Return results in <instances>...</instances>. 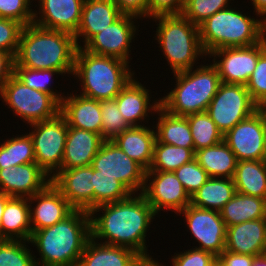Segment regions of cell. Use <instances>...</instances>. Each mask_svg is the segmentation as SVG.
Here are the masks:
<instances>
[{"label": "cell", "instance_id": "1", "mask_svg": "<svg viewBox=\"0 0 266 266\" xmlns=\"http://www.w3.org/2000/svg\"><path fill=\"white\" fill-rule=\"evenodd\" d=\"M155 216L158 217L141 193L97 206L90 212L91 238L103 244L129 248L149 265H154L156 259L148 252L146 237Z\"/></svg>", "mask_w": 266, "mask_h": 266}, {"label": "cell", "instance_id": "2", "mask_svg": "<svg viewBox=\"0 0 266 266\" xmlns=\"http://www.w3.org/2000/svg\"><path fill=\"white\" fill-rule=\"evenodd\" d=\"M90 238V213L73 210L53 226L32 233L29 242L34 244L40 256L36 258L34 255L35 265L77 266Z\"/></svg>", "mask_w": 266, "mask_h": 266}, {"label": "cell", "instance_id": "3", "mask_svg": "<svg viewBox=\"0 0 266 266\" xmlns=\"http://www.w3.org/2000/svg\"><path fill=\"white\" fill-rule=\"evenodd\" d=\"M76 50L74 34L31 23L22 29L14 67L52 69L71 77Z\"/></svg>", "mask_w": 266, "mask_h": 266}, {"label": "cell", "instance_id": "4", "mask_svg": "<svg viewBox=\"0 0 266 266\" xmlns=\"http://www.w3.org/2000/svg\"><path fill=\"white\" fill-rule=\"evenodd\" d=\"M134 71L121 59L77 47L73 78L79 82L80 95L99 101L112 100L136 75Z\"/></svg>", "mask_w": 266, "mask_h": 266}, {"label": "cell", "instance_id": "5", "mask_svg": "<svg viewBox=\"0 0 266 266\" xmlns=\"http://www.w3.org/2000/svg\"><path fill=\"white\" fill-rule=\"evenodd\" d=\"M232 7L216 12L199 25L206 55L221 48L252 46L266 37V22L258 14L251 17L248 12Z\"/></svg>", "mask_w": 266, "mask_h": 266}, {"label": "cell", "instance_id": "6", "mask_svg": "<svg viewBox=\"0 0 266 266\" xmlns=\"http://www.w3.org/2000/svg\"><path fill=\"white\" fill-rule=\"evenodd\" d=\"M194 68L173 73L174 88L160 98L161 107L168 113L185 117L207 111L221 84L220 76L212 63Z\"/></svg>", "mask_w": 266, "mask_h": 266}, {"label": "cell", "instance_id": "7", "mask_svg": "<svg viewBox=\"0 0 266 266\" xmlns=\"http://www.w3.org/2000/svg\"><path fill=\"white\" fill-rule=\"evenodd\" d=\"M156 24L154 37L159 45L171 73H177L196 67L199 59L207 61L200 42L199 26L193 24L182 14L153 18ZM197 62V63H196Z\"/></svg>", "mask_w": 266, "mask_h": 266}, {"label": "cell", "instance_id": "8", "mask_svg": "<svg viewBox=\"0 0 266 266\" xmlns=\"http://www.w3.org/2000/svg\"><path fill=\"white\" fill-rule=\"evenodd\" d=\"M0 98L25 124L48 120L60 113V104L50 94L29 88L14 75L2 86Z\"/></svg>", "mask_w": 266, "mask_h": 266}, {"label": "cell", "instance_id": "9", "mask_svg": "<svg viewBox=\"0 0 266 266\" xmlns=\"http://www.w3.org/2000/svg\"><path fill=\"white\" fill-rule=\"evenodd\" d=\"M29 127L35 161L52 178L61 169L68 132L67 121L58 113L51 119L30 124Z\"/></svg>", "mask_w": 266, "mask_h": 266}, {"label": "cell", "instance_id": "10", "mask_svg": "<svg viewBox=\"0 0 266 266\" xmlns=\"http://www.w3.org/2000/svg\"><path fill=\"white\" fill-rule=\"evenodd\" d=\"M246 85L223 83L207 108V113L219 131L225 135L237 123L256 112Z\"/></svg>", "mask_w": 266, "mask_h": 266}, {"label": "cell", "instance_id": "11", "mask_svg": "<svg viewBox=\"0 0 266 266\" xmlns=\"http://www.w3.org/2000/svg\"><path fill=\"white\" fill-rule=\"evenodd\" d=\"M98 174L112 176L122 182L133 194L142 192L146 170L112 140H104L91 165Z\"/></svg>", "mask_w": 266, "mask_h": 266}, {"label": "cell", "instance_id": "12", "mask_svg": "<svg viewBox=\"0 0 266 266\" xmlns=\"http://www.w3.org/2000/svg\"><path fill=\"white\" fill-rule=\"evenodd\" d=\"M184 215L187 231L198 242L195 248L218 257L225 250L227 226L220 212L189 204L177 216Z\"/></svg>", "mask_w": 266, "mask_h": 266}, {"label": "cell", "instance_id": "13", "mask_svg": "<svg viewBox=\"0 0 266 266\" xmlns=\"http://www.w3.org/2000/svg\"><path fill=\"white\" fill-rule=\"evenodd\" d=\"M265 49L266 37L252 46L214 50L207 55V60L212 59L210 62L217 68L221 82L246 85Z\"/></svg>", "mask_w": 266, "mask_h": 266}, {"label": "cell", "instance_id": "14", "mask_svg": "<svg viewBox=\"0 0 266 266\" xmlns=\"http://www.w3.org/2000/svg\"><path fill=\"white\" fill-rule=\"evenodd\" d=\"M141 194L156 215L167 210L178 214L190 204L189 194L173 171H146Z\"/></svg>", "mask_w": 266, "mask_h": 266}, {"label": "cell", "instance_id": "15", "mask_svg": "<svg viewBox=\"0 0 266 266\" xmlns=\"http://www.w3.org/2000/svg\"><path fill=\"white\" fill-rule=\"evenodd\" d=\"M137 19L121 15L110 26L94 35L83 48L93 54L118 58L130 64L133 59L131 44L140 31Z\"/></svg>", "mask_w": 266, "mask_h": 266}, {"label": "cell", "instance_id": "16", "mask_svg": "<svg viewBox=\"0 0 266 266\" xmlns=\"http://www.w3.org/2000/svg\"><path fill=\"white\" fill-rule=\"evenodd\" d=\"M223 140L237 161L266 160V124L257 111L237 123Z\"/></svg>", "mask_w": 266, "mask_h": 266}, {"label": "cell", "instance_id": "17", "mask_svg": "<svg viewBox=\"0 0 266 266\" xmlns=\"http://www.w3.org/2000/svg\"><path fill=\"white\" fill-rule=\"evenodd\" d=\"M52 184L62 193L74 210L94 209L93 168L91 166L59 170Z\"/></svg>", "mask_w": 266, "mask_h": 266}, {"label": "cell", "instance_id": "18", "mask_svg": "<svg viewBox=\"0 0 266 266\" xmlns=\"http://www.w3.org/2000/svg\"><path fill=\"white\" fill-rule=\"evenodd\" d=\"M136 78L134 76L114 99L121 115L130 126H145L150 120L149 114L155 116L156 110L161 106L160 97L155 98V101L151 100L154 97L147 89L149 87Z\"/></svg>", "mask_w": 266, "mask_h": 266}, {"label": "cell", "instance_id": "19", "mask_svg": "<svg viewBox=\"0 0 266 266\" xmlns=\"http://www.w3.org/2000/svg\"><path fill=\"white\" fill-rule=\"evenodd\" d=\"M38 11L34 10L33 23L54 30L75 34L79 28L85 0H35Z\"/></svg>", "mask_w": 266, "mask_h": 266}, {"label": "cell", "instance_id": "20", "mask_svg": "<svg viewBox=\"0 0 266 266\" xmlns=\"http://www.w3.org/2000/svg\"><path fill=\"white\" fill-rule=\"evenodd\" d=\"M51 183L36 162L0 169V190L10 197L30 198Z\"/></svg>", "mask_w": 266, "mask_h": 266}, {"label": "cell", "instance_id": "21", "mask_svg": "<svg viewBox=\"0 0 266 266\" xmlns=\"http://www.w3.org/2000/svg\"><path fill=\"white\" fill-rule=\"evenodd\" d=\"M28 199L32 233L53 226L74 210L52 182L44 190Z\"/></svg>", "mask_w": 266, "mask_h": 266}, {"label": "cell", "instance_id": "22", "mask_svg": "<svg viewBox=\"0 0 266 266\" xmlns=\"http://www.w3.org/2000/svg\"><path fill=\"white\" fill-rule=\"evenodd\" d=\"M76 93L66 92L60 104V113L68 127L87 130L101 135L102 117L100 101ZM68 95V96H67Z\"/></svg>", "mask_w": 266, "mask_h": 266}, {"label": "cell", "instance_id": "23", "mask_svg": "<svg viewBox=\"0 0 266 266\" xmlns=\"http://www.w3.org/2000/svg\"><path fill=\"white\" fill-rule=\"evenodd\" d=\"M121 15L113 0H85L81 22L74 34L77 47H83L94 35L110 26Z\"/></svg>", "mask_w": 266, "mask_h": 266}, {"label": "cell", "instance_id": "24", "mask_svg": "<svg viewBox=\"0 0 266 266\" xmlns=\"http://www.w3.org/2000/svg\"><path fill=\"white\" fill-rule=\"evenodd\" d=\"M77 266H150L135 251L90 238Z\"/></svg>", "mask_w": 266, "mask_h": 266}, {"label": "cell", "instance_id": "25", "mask_svg": "<svg viewBox=\"0 0 266 266\" xmlns=\"http://www.w3.org/2000/svg\"><path fill=\"white\" fill-rule=\"evenodd\" d=\"M103 142L100 134L68 127L60 170L90 166Z\"/></svg>", "mask_w": 266, "mask_h": 266}, {"label": "cell", "instance_id": "26", "mask_svg": "<svg viewBox=\"0 0 266 266\" xmlns=\"http://www.w3.org/2000/svg\"><path fill=\"white\" fill-rule=\"evenodd\" d=\"M266 218L245 221L227 227L225 250L251 256L264 252Z\"/></svg>", "mask_w": 266, "mask_h": 266}, {"label": "cell", "instance_id": "27", "mask_svg": "<svg viewBox=\"0 0 266 266\" xmlns=\"http://www.w3.org/2000/svg\"><path fill=\"white\" fill-rule=\"evenodd\" d=\"M147 126H131L112 140L146 171L149 170L153 160V147L156 140L154 125Z\"/></svg>", "mask_w": 266, "mask_h": 266}, {"label": "cell", "instance_id": "28", "mask_svg": "<svg viewBox=\"0 0 266 266\" xmlns=\"http://www.w3.org/2000/svg\"><path fill=\"white\" fill-rule=\"evenodd\" d=\"M29 205V199L25 197H10L7 200L2 215L0 240L30 241Z\"/></svg>", "mask_w": 266, "mask_h": 266}, {"label": "cell", "instance_id": "29", "mask_svg": "<svg viewBox=\"0 0 266 266\" xmlns=\"http://www.w3.org/2000/svg\"><path fill=\"white\" fill-rule=\"evenodd\" d=\"M155 114L158 120L154 128H156V139L159 142L189 148L195 153L192 133L186 117L172 115L161 106Z\"/></svg>", "mask_w": 266, "mask_h": 266}, {"label": "cell", "instance_id": "30", "mask_svg": "<svg viewBox=\"0 0 266 266\" xmlns=\"http://www.w3.org/2000/svg\"><path fill=\"white\" fill-rule=\"evenodd\" d=\"M194 159L209 177L233 178L237 159L224 142L195 151Z\"/></svg>", "mask_w": 266, "mask_h": 266}, {"label": "cell", "instance_id": "31", "mask_svg": "<svg viewBox=\"0 0 266 266\" xmlns=\"http://www.w3.org/2000/svg\"><path fill=\"white\" fill-rule=\"evenodd\" d=\"M219 212L227 227L266 218V199L236 192Z\"/></svg>", "mask_w": 266, "mask_h": 266}, {"label": "cell", "instance_id": "32", "mask_svg": "<svg viewBox=\"0 0 266 266\" xmlns=\"http://www.w3.org/2000/svg\"><path fill=\"white\" fill-rule=\"evenodd\" d=\"M232 179L236 192L266 199V160L237 161Z\"/></svg>", "mask_w": 266, "mask_h": 266}, {"label": "cell", "instance_id": "33", "mask_svg": "<svg viewBox=\"0 0 266 266\" xmlns=\"http://www.w3.org/2000/svg\"><path fill=\"white\" fill-rule=\"evenodd\" d=\"M236 187L232 178L209 177L208 180L190 197V204L220 211L234 196Z\"/></svg>", "mask_w": 266, "mask_h": 266}, {"label": "cell", "instance_id": "34", "mask_svg": "<svg viewBox=\"0 0 266 266\" xmlns=\"http://www.w3.org/2000/svg\"><path fill=\"white\" fill-rule=\"evenodd\" d=\"M14 136L0 142V169L36 162L33 142L28 132Z\"/></svg>", "mask_w": 266, "mask_h": 266}, {"label": "cell", "instance_id": "35", "mask_svg": "<svg viewBox=\"0 0 266 266\" xmlns=\"http://www.w3.org/2000/svg\"><path fill=\"white\" fill-rule=\"evenodd\" d=\"M195 153L180 146L161 143L155 140L153 147V160L147 171H175L183 164L194 159Z\"/></svg>", "mask_w": 266, "mask_h": 266}, {"label": "cell", "instance_id": "36", "mask_svg": "<svg viewBox=\"0 0 266 266\" xmlns=\"http://www.w3.org/2000/svg\"><path fill=\"white\" fill-rule=\"evenodd\" d=\"M185 117L189 122L195 151L223 141V134L206 111L190 114Z\"/></svg>", "mask_w": 266, "mask_h": 266}, {"label": "cell", "instance_id": "37", "mask_svg": "<svg viewBox=\"0 0 266 266\" xmlns=\"http://www.w3.org/2000/svg\"><path fill=\"white\" fill-rule=\"evenodd\" d=\"M13 75L29 88L50 94L59 104H61L62 99L65 97L64 92H58L57 90L54 91V88L51 87V81L54 80L52 79L53 76L56 75L57 78L59 75L64 76L61 71L14 67Z\"/></svg>", "mask_w": 266, "mask_h": 266}, {"label": "cell", "instance_id": "38", "mask_svg": "<svg viewBox=\"0 0 266 266\" xmlns=\"http://www.w3.org/2000/svg\"><path fill=\"white\" fill-rule=\"evenodd\" d=\"M94 208L103 204L122 201L133 193L112 176L100 175L93 169Z\"/></svg>", "mask_w": 266, "mask_h": 266}, {"label": "cell", "instance_id": "39", "mask_svg": "<svg viewBox=\"0 0 266 266\" xmlns=\"http://www.w3.org/2000/svg\"><path fill=\"white\" fill-rule=\"evenodd\" d=\"M29 241L0 240V266H36Z\"/></svg>", "mask_w": 266, "mask_h": 266}, {"label": "cell", "instance_id": "40", "mask_svg": "<svg viewBox=\"0 0 266 266\" xmlns=\"http://www.w3.org/2000/svg\"><path fill=\"white\" fill-rule=\"evenodd\" d=\"M100 108L102 117L101 137L104 140H113L117 135L131 127L121 115L115 99L101 100Z\"/></svg>", "mask_w": 266, "mask_h": 266}, {"label": "cell", "instance_id": "41", "mask_svg": "<svg viewBox=\"0 0 266 266\" xmlns=\"http://www.w3.org/2000/svg\"><path fill=\"white\" fill-rule=\"evenodd\" d=\"M234 0H185L182 15L199 26L216 12L230 7Z\"/></svg>", "mask_w": 266, "mask_h": 266}, {"label": "cell", "instance_id": "42", "mask_svg": "<svg viewBox=\"0 0 266 266\" xmlns=\"http://www.w3.org/2000/svg\"><path fill=\"white\" fill-rule=\"evenodd\" d=\"M191 197L209 178L207 172L193 159L173 171Z\"/></svg>", "mask_w": 266, "mask_h": 266}, {"label": "cell", "instance_id": "43", "mask_svg": "<svg viewBox=\"0 0 266 266\" xmlns=\"http://www.w3.org/2000/svg\"><path fill=\"white\" fill-rule=\"evenodd\" d=\"M32 1L34 0H0V17L15 20L23 26L31 24L34 20V9L31 7L37 6Z\"/></svg>", "mask_w": 266, "mask_h": 266}, {"label": "cell", "instance_id": "44", "mask_svg": "<svg viewBox=\"0 0 266 266\" xmlns=\"http://www.w3.org/2000/svg\"><path fill=\"white\" fill-rule=\"evenodd\" d=\"M216 260L217 257L212 253L197 249L193 246L191 249L183 250L180 253H174L170 262L172 263L171 266H212ZM154 266L166 265L156 260Z\"/></svg>", "mask_w": 266, "mask_h": 266}, {"label": "cell", "instance_id": "45", "mask_svg": "<svg viewBox=\"0 0 266 266\" xmlns=\"http://www.w3.org/2000/svg\"><path fill=\"white\" fill-rule=\"evenodd\" d=\"M246 87L256 105L266 99V49L259 55Z\"/></svg>", "mask_w": 266, "mask_h": 266}, {"label": "cell", "instance_id": "46", "mask_svg": "<svg viewBox=\"0 0 266 266\" xmlns=\"http://www.w3.org/2000/svg\"><path fill=\"white\" fill-rule=\"evenodd\" d=\"M23 27L20 22L0 17V51L15 57Z\"/></svg>", "mask_w": 266, "mask_h": 266}, {"label": "cell", "instance_id": "47", "mask_svg": "<svg viewBox=\"0 0 266 266\" xmlns=\"http://www.w3.org/2000/svg\"><path fill=\"white\" fill-rule=\"evenodd\" d=\"M185 0H148L147 18L182 14Z\"/></svg>", "mask_w": 266, "mask_h": 266}, {"label": "cell", "instance_id": "48", "mask_svg": "<svg viewBox=\"0 0 266 266\" xmlns=\"http://www.w3.org/2000/svg\"><path fill=\"white\" fill-rule=\"evenodd\" d=\"M113 2L122 15L133 16L139 21L147 18L148 0H113Z\"/></svg>", "mask_w": 266, "mask_h": 266}, {"label": "cell", "instance_id": "49", "mask_svg": "<svg viewBox=\"0 0 266 266\" xmlns=\"http://www.w3.org/2000/svg\"><path fill=\"white\" fill-rule=\"evenodd\" d=\"M255 256L238 254L224 250L218 257L217 260L224 266H252Z\"/></svg>", "mask_w": 266, "mask_h": 266}, {"label": "cell", "instance_id": "50", "mask_svg": "<svg viewBox=\"0 0 266 266\" xmlns=\"http://www.w3.org/2000/svg\"><path fill=\"white\" fill-rule=\"evenodd\" d=\"M14 63L13 55L0 51V90L4 83L13 75Z\"/></svg>", "mask_w": 266, "mask_h": 266}, {"label": "cell", "instance_id": "51", "mask_svg": "<svg viewBox=\"0 0 266 266\" xmlns=\"http://www.w3.org/2000/svg\"><path fill=\"white\" fill-rule=\"evenodd\" d=\"M255 15L258 14L266 22V0H250Z\"/></svg>", "mask_w": 266, "mask_h": 266}, {"label": "cell", "instance_id": "52", "mask_svg": "<svg viewBox=\"0 0 266 266\" xmlns=\"http://www.w3.org/2000/svg\"><path fill=\"white\" fill-rule=\"evenodd\" d=\"M9 198H10L9 195L5 194L3 191L0 190V228H1V221H2L4 208Z\"/></svg>", "mask_w": 266, "mask_h": 266}, {"label": "cell", "instance_id": "53", "mask_svg": "<svg viewBox=\"0 0 266 266\" xmlns=\"http://www.w3.org/2000/svg\"><path fill=\"white\" fill-rule=\"evenodd\" d=\"M256 111L261 115L262 119L264 120V122L266 124V99L261 101L257 105Z\"/></svg>", "mask_w": 266, "mask_h": 266}, {"label": "cell", "instance_id": "54", "mask_svg": "<svg viewBox=\"0 0 266 266\" xmlns=\"http://www.w3.org/2000/svg\"><path fill=\"white\" fill-rule=\"evenodd\" d=\"M252 266H266V255L261 254L254 257Z\"/></svg>", "mask_w": 266, "mask_h": 266}, {"label": "cell", "instance_id": "55", "mask_svg": "<svg viewBox=\"0 0 266 266\" xmlns=\"http://www.w3.org/2000/svg\"><path fill=\"white\" fill-rule=\"evenodd\" d=\"M212 266H224L221 262H219L218 260H216Z\"/></svg>", "mask_w": 266, "mask_h": 266}, {"label": "cell", "instance_id": "56", "mask_svg": "<svg viewBox=\"0 0 266 266\" xmlns=\"http://www.w3.org/2000/svg\"><path fill=\"white\" fill-rule=\"evenodd\" d=\"M263 254L266 255V239H265V246H264V252H263Z\"/></svg>", "mask_w": 266, "mask_h": 266}]
</instances>
